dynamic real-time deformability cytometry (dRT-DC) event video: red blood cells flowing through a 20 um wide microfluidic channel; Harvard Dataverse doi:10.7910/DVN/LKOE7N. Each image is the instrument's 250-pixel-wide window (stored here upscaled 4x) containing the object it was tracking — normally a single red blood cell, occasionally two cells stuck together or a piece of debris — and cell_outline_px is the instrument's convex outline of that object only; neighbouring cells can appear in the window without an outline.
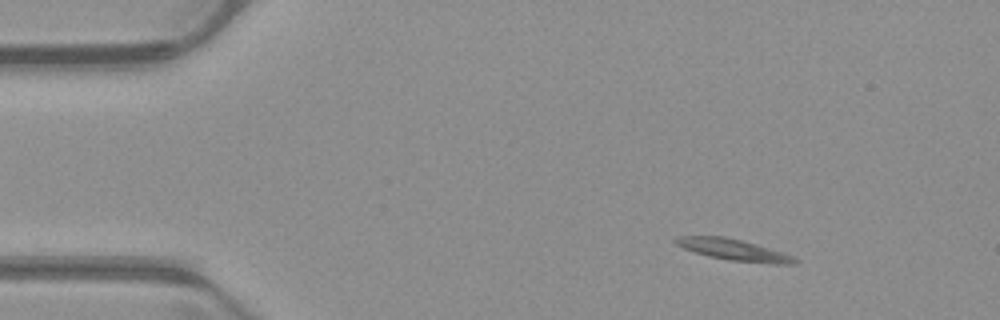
{"species": "common noctule bat (a hibernating species)", "species_latin": "Nyctalus noctula", "temperature_condition": "warm", "stored_images_in_passage": 47, "segment_of_instrument_passage": [1, 2], "camera_frame_rate_fps": 3000, "um_per_image_px": 0.085, "animal": {"sex": "male", "body_mass_g": 23.1, "forearm_length_mm": 52.7}, "frame": {"image": 1, "passage_image": 1, "time_ms": 0.0, "image_size_px": [1000, 320], "cell_outline_px": [[800, 260], [796, 264], [776, 264], [732, 260], [708, 256], [684, 248], [676, 244], [672, 240], [676, 236], [724, 236], [756, 244], [784, 252]], "centroid_in_image_um": [62.38, 21.23], "position_along_channel_um": 22.6, "area_um2": 14.68}}
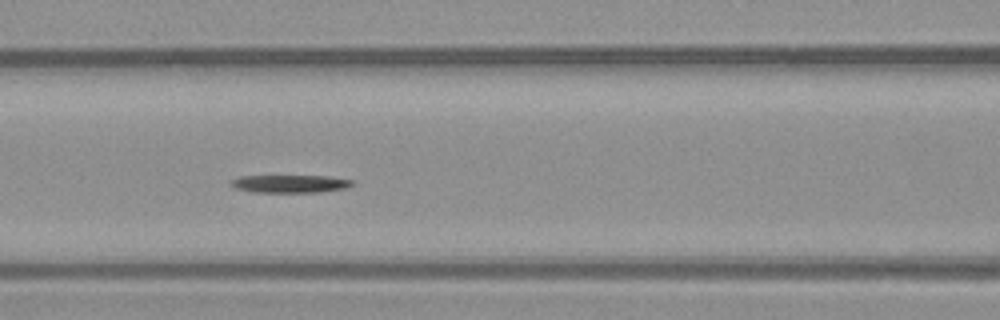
{"frame": {"image": 2, "passage_image": 16, "time_ms": 5.0, "image_size_px": [1000, 320], "cell_outline_px": [[356, 184], [344, 188], [320, 192], [252, 192], [236, 188], [228, 184], [232, 180], [240, 176], [328, 176], [352, 180]], "centroid_in_image_um": [24.65, 15.62], "position_along_channel_um": 141.9, "area_um2": 12.54}}
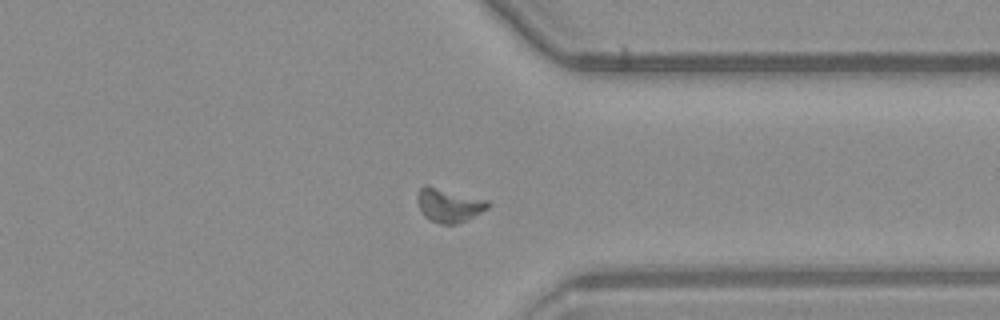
{"frame": {"image": 3, "passage_image": 34, "time_ms": 11.0, "image_size_px": [1000, 320], "cell_outline_px": [[492, 204], [488, 208], [456, 224], [440, 224], [428, 220], [420, 212], [416, 200], [416, 196], [420, 188], [424, 184], [488, 200]], "centroid_in_image_um": [38.1, 17.44], "position_along_channel_um": 373.3, "area_um2": 13.93}}